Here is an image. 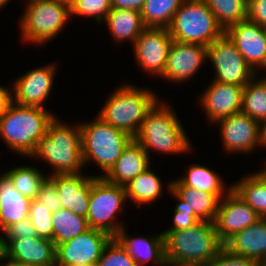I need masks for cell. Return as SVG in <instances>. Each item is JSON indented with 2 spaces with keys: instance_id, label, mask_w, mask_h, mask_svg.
<instances>
[{
  "instance_id": "cell-1",
  "label": "cell",
  "mask_w": 266,
  "mask_h": 266,
  "mask_svg": "<svg viewBox=\"0 0 266 266\" xmlns=\"http://www.w3.org/2000/svg\"><path fill=\"white\" fill-rule=\"evenodd\" d=\"M30 157H38L51 165L52 175L83 173L80 123L67 125L54 116Z\"/></svg>"
},
{
  "instance_id": "cell-2",
  "label": "cell",
  "mask_w": 266,
  "mask_h": 266,
  "mask_svg": "<svg viewBox=\"0 0 266 266\" xmlns=\"http://www.w3.org/2000/svg\"><path fill=\"white\" fill-rule=\"evenodd\" d=\"M54 116L48 109L12 101L0 116V137L13 152L30 157Z\"/></svg>"
},
{
  "instance_id": "cell-3",
  "label": "cell",
  "mask_w": 266,
  "mask_h": 266,
  "mask_svg": "<svg viewBox=\"0 0 266 266\" xmlns=\"http://www.w3.org/2000/svg\"><path fill=\"white\" fill-rule=\"evenodd\" d=\"M165 258L190 265L206 266L224 244L216 232L215 223L199 221L184 230H165Z\"/></svg>"
},
{
  "instance_id": "cell-4",
  "label": "cell",
  "mask_w": 266,
  "mask_h": 266,
  "mask_svg": "<svg viewBox=\"0 0 266 266\" xmlns=\"http://www.w3.org/2000/svg\"><path fill=\"white\" fill-rule=\"evenodd\" d=\"M170 106L158 101L148 112L134 137L149 155V151L181 154L191 150V143L180 119Z\"/></svg>"
},
{
  "instance_id": "cell-5",
  "label": "cell",
  "mask_w": 266,
  "mask_h": 266,
  "mask_svg": "<svg viewBox=\"0 0 266 266\" xmlns=\"http://www.w3.org/2000/svg\"><path fill=\"white\" fill-rule=\"evenodd\" d=\"M155 94L151 89L123 84L106 100L97 116L134 138L148 112L159 101Z\"/></svg>"
},
{
  "instance_id": "cell-6",
  "label": "cell",
  "mask_w": 266,
  "mask_h": 266,
  "mask_svg": "<svg viewBox=\"0 0 266 266\" xmlns=\"http://www.w3.org/2000/svg\"><path fill=\"white\" fill-rule=\"evenodd\" d=\"M81 150L84 165L94 161L105 175L120 158L133 139L123 130L114 128L99 116L91 123H80Z\"/></svg>"
},
{
  "instance_id": "cell-7",
  "label": "cell",
  "mask_w": 266,
  "mask_h": 266,
  "mask_svg": "<svg viewBox=\"0 0 266 266\" xmlns=\"http://www.w3.org/2000/svg\"><path fill=\"white\" fill-rule=\"evenodd\" d=\"M168 30L174 41L206 47L225 33L204 0H183Z\"/></svg>"
},
{
  "instance_id": "cell-8",
  "label": "cell",
  "mask_w": 266,
  "mask_h": 266,
  "mask_svg": "<svg viewBox=\"0 0 266 266\" xmlns=\"http://www.w3.org/2000/svg\"><path fill=\"white\" fill-rule=\"evenodd\" d=\"M20 22L23 42L46 44L70 20V8L57 0H29Z\"/></svg>"
},
{
  "instance_id": "cell-9",
  "label": "cell",
  "mask_w": 266,
  "mask_h": 266,
  "mask_svg": "<svg viewBox=\"0 0 266 266\" xmlns=\"http://www.w3.org/2000/svg\"><path fill=\"white\" fill-rule=\"evenodd\" d=\"M127 202L125 186L109 183L103 177L91 176V191L86 220L89 228L103 231L115 238L123 223L117 222Z\"/></svg>"
},
{
  "instance_id": "cell-10",
  "label": "cell",
  "mask_w": 266,
  "mask_h": 266,
  "mask_svg": "<svg viewBox=\"0 0 266 266\" xmlns=\"http://www.w3.org/2000/svg\"><path fill=\"white\" fill-rule=\"evenodd\" d=\"M207 59L212 61L216 70L214 81L220 83L245 86L258 74L226 33L207 46Z\"/></svg>"
},
{
  "instance_id": "cell-11",
  "label": "cell",
  "mask_w": 266,
  "mask_h": 266,
  "mask_svg": "<svg viewBox=\"0 0 266 266\" xmlns=\"http://www.w3.org/2000/svg\"><path fill=\"white\" fill-rule=\"evenodd\" d=\"M111 239L103 231L88 228L82 234L56 246V266L96 264Z\"/></svg>"
},
{
  "instance_id": "cell-12",
  "label": "cell",
  "mask_w": 266,
  "mask_h": 266,
  "mask_svg": "<svg viewBox=\"0 0 266 266\" xmlns=\"http://www.w3.org/2000/svg\"><path fill=\"white\" fill-rule=\"evenodd\" d=\"M173 39L166 28H145L133 43L135 59L146 73L162 76Z\"/></svg>"
},
{
  "instance_id": "cell-13",
  "label": "cell",
  "mask_w": 266,
  "mask_h": 266,
  "mask_svg": "<svg viewBox=\"0 0 266 266\" xmlns=\"http://www.w3.org/2000/svg\"><path fill=\"white\" fill-rule=\"evenodd\" d=\"M261 217L236 192H226L218 205L214 221L220 241L225 244L236 233L256 223Z\"/></svg>"
},
{
  "instance_id": "cell-14",
  "label": "cell",
  "mask_w": 266,
  "mask_h": 266,
  "mask_svg": "<svg viewBox=\"0 0 266 266\" xmlns=\"http://www.w3.org/2000/svg\"><path fill=\"white\" fill-rule=\"evenodd\" d=\"M216 123L220 124L223 148L229 154L251 153L256 146H261V124L250 116L238 113Z\"/></svg>"
},
{
  "instance_id": "cell-15",
  "label": "cell",
  "mask_w": 266,
  "mask_h": 266,
  "mask_svg": "<svg viewBox=\"0 0 266 266\" xmlns=\"http://www.w3.org/2000/svg\"><path fill=\"white\" fill-rule=\"evenodd\" d=\"M56 66L48 64L30 70L12 84V101L22 106L45 108L53 86Z\"/></svg>"
},
{
  "instance_id": "cell-16",
  "label": "cell",
  "mask_w": 266,
  "mask_h": 266,
  "mask_svg": "<svg viewBox=\"0 0 266 266\" xmlns=\"http://www.w3.org/2000/svg\"><path fill=\"white\" fill-rule=\"evenodd\" d=\"M225 33L255 72L266 70V28L246 19Z\"/></svg>"
},
{
  "instance_id": "cell-17",
  "label": "cell",
  "mask_w": 266,
  "mask_h": 266,
  "mask_svg": "<svg viewBox=\"0 0 266 266\" xmlns=\"http://www.w3.org/2000/svg\"><path fill=\"white\" fill-rule=\"evenodd\" d=\"M205 59H207L206 46L173 40L166 68L161 77L172 82H185L196 75Z\"/></svg>"
},
{
  "instance_id": "cell-18",
  "label": "cell",
  "mask_w": 266,
  "mask_h": 266,
  "mask_svg": "<svg viewBox=\"0 0 266 266\" xmlns=\"http://www.w3.org/2000/svg\"><path fill=\"white\" fill-rule=\"evenodd\" d=\"M212 82L200 95V103L210 123L241 113L244 86L224 84L214 80Z\"/></svg>"
},
{
  "instance_id": "cell-19",
  "label": "cell",
  "mask_w": 266,
  "mask_h": 266,
  "mask_svg": "<svg viewBox=\"0 0 266 266\" xmlns=\"http://www.w3.org/2000/svg\"><path fill=\"white\" fill-rule=\"evenodd\" d=\"M3 255L19 263L37 266H56V245L53 240L31 236L12 239L4 248Z\"/></svg>"
},
{
  "instance_id": "cell-20",
  "label": "cell",
  "mask_w": 266,
  "mask_h": 266,
  "mask_svg": "<svg viewBox=\"0 0 266 266\" xmlns=\"http://www.w3.org/2000/svg\"><path fill=\"white\" fill-rule=\"evenodd\" d=\"M48 178L55 184L62 208L86 218L91 191V176L54 174Z\"/></svg>"
},
{
  "instance_id": "cell-21",
  "label": "cell",
  "mask_w": 266,
  "mask_h": 266,
  "mask_svg": "<svg viewBox=\"0 0 266 266\" xmlns=\"http://www.w3.org/2000/svg\"><path fill=\"white\" fill-rule=\"evenodd\" d=\"M150 158L133 138L111 169L105 175L100 174V177L109 183L126 186L132 179L151 167Z\"/></svg>"
},
{
  "instance_id": "cell-22",
  "label": "cell",
  "mask_w": 266,
  "mask_h": 266,
  "mask_svg": "<svg viewBox=\"0 0 266 266\" xmlns=\"http://www.w3.org/2000/svg\"><path fill=\"white\" fill-rule=\"evenodd\" d=\"M167 187L179 201L175 208H187L200 221H215L220 200L214 194L182 186L176 179Z\"/></svg>"
},
{
  "instance_id": "cell-23",
  "label": "cell",
  "mask_w": 266,
  "mask_h": 266,
  "mask_svg": "<svg viewBox=\"0 0 266 266\" xmlns=\"http://www.w3.org/2000/svg\"><path fill=\"white\" fill-rule=\"evenodd\" d=\"M224 247L231 253L254 259L266 266V218L236 233Z\"/></svg>"
},
{
  "instance_id": "cell-24",
  "label": "cell",
  "mask_w": 266,
  "mask_h": 266,
  "mask_svg": "<svg viewBox=\"0 0 266 266\" xmlns=\"http://www.w3.org/2000/svg\"><path fill=\"white\" fill-rule=\"evenodd\" d=\"M126 230L123 226L115 238L134 259L137 266H144L151 260L155 265L161 266L165 259L164 234L161 232L152 237L133 238L127 235Z\"/></svg>"
},
{
  "instance_id": "cell-25",
  "label": "cell",
  "mask_w": 266,
  "mask_h": 266,
  "mask_svg": "<svg viewBox=\"0 0 266 266\" xmlns=\"http://www.w3.org/2000/svg\"><path fill=\"white\" fill-rule=\"evenodd\" d=\"M31 199L20 194L10 180L0 175V230L4 233L11 225L29 217Z\"/></svg>"
},
{
  "instance_id": "cell-26",
  "label": "cell",
  "mask_w": 266,
  "mask_h": 266,
  "mask_svg": "<svg viewBox=\"0 0 266 266\" xmlns=\"http://www.w3.org/2000/svg\"><path fill=\"white\" fill-rule=\"evenodd\" d=\"M104 21L117 42L129 40L133 44L146 28L141 13L134 10L111 9Z\"/></svg>"
},
{
  "instance_id": "cell-27",
  "label": "cell",
  "mask_w": 266,
  "mask_h": 266,
  "mask_svg": "<svg viewBox=\"0 0 266 266\" xmlns=\"http://www.w3.org/2000/svg\"><path fill=\"white\" fill-rule=\"evenodd\" d=\"M231 187L261 218H266V167L257 173L244 175Z\"/></svg>"
},
{
  "instance_id": "cell-28",
  "label": "cell",
  "mask_w": 266,
  "mask_h": 266,
  "mask_svg": "<svg viewBox=\"0 0 266 266\" xmlns=\"http://www.w3.org/2000/svg\"><path fill=\"white\" fill-rule=\"evenodd\" d=\"M188 168L186 174L176 179L182 186L214 194L219 200L224 198L225 191L229 192L232 189V187H229V190H226L219 174L217 175L209 167L192 164Z\"/></svg>"
},
{
  "instance_id": "cell-29",
  "label": "cell",
  "mask_w": 266,
  "mask_h": 266,
  "mask_svg": "<svg viewBox=\"0 0 266 266\" xmlns=\"http://www.w3.org/2000/svg\"><path fill=\"white\" fill-rule=\"evenodd\" d=\"M126 198L137 204L136 207L142 209L141 205L153 203L163 192L160 178L149 168L132 179L126 186Z\"/></svg>"
},
{
  "instance_id": "cell-30",
  "label": "cell",
  "mask_w": 266,
  "mask_h": 266,
  "mask_svg": "<svg viewBox=\"0 0 266 266\" xmlns=\"http://www.w3.org/2000/svg\"><path fill=\"white\" fill-rule=\"evenodd\" d=\"M256 79L255 76L243 87L241 113L261 124L266 121V78Z\"/></svg>"
},
{
  "instance_id": "cell-31",
  "label": "cell",
  "mask_w": 266,
  "mask_h": 266,
  "mask_svg": "<svg viewBox=\"0 0 266 266\" xmlns=\"http://www.w3.org/2000/svg\"><path fill=\"white\" fill-rule=\"evenodd\" d=\"M52 225V240L56 246L71 240L89 228L85 217L65 208L53 212Z\"/></svg>"
},
{
  "instance_id": "cell-32",
  "label": "cell",
  "mask_w": 266,
  "mask_h": 266,
  "mask_svg": "<svg viewBox=\"0 0 266 266\" xmlns=\"http://www.w3.org/2000/svg\"><path fill=\"white\" fill-rule=\"evenodd\" d=\"M183 0H145L141 18L146 28L168 29Z\"/></svg>"
},
{
  "instance_id": "cell-33",
  "label": "cell",
  "mask_w": 266,
  "mask_h": 266,
  "mask_svg": "<svg viewBox=\"0 0 266 266\" xmlns=\"http://www.w3.org/2000/svg\"><path fill=\"white\" fill-rule=\"evenodd\" d=\"M3 174L20 194L30 199L38 197L42 184L48 178L41 170L30 165L12 168Z\"/></svg>"
},
{
  "instance_id": "cell-34",
  "label": "cell",
  "mask_w": 266,
  "mask_h": 266,
  "mask_svg": "<svg viewBox=\"0 0 266 266\" xmlns=\"http://www.w3.org/2000/svg\"><path fill=\"white\" fill-rule=\"evenodd\" d=\"M217 23L226 32L231 26L247 19L248 0H204Z\"/></svg>"
},
{
  "instance_id": "cell-35",
  "label": "cell",
  "mask_w": 266,
  "mask_h": 266,
  "mask_svg": "<svg viewBox=\"0 0 266 266\" xmlns=\"http://www.w3.org/2000/svg\"><path fill=\"white\" fill-rule=\"evenodd\" d=\"M52 215L51 211L37 198L31 199L29 218L37 231L38 237L52 240Z\"/></svg>"
},
{
  "instance_id": "cell-36",
  "label": "cell",
  "mask_w": 266,
  "mask_h": 266,
  "mask_svg": "<svg viewBox=\"0 0 266 266\" xmlns=\"http://www.w3.org/2000/svg\"><path fill=\"white\" fill-rule=\"evenodd\" d=\"M96 266H137L134 259L116 238L105 246Z\"/></svg>"
},
{
  "instance_id": "cell-37",
  "label": "cell",
  "mask_w": 266,
  "mask_h": 266,
  "mask_svg": "<svg viewBox=\"0 0 266 266\" xmlns=\"http://www.w3.org/2000/svg\"><path fill=\"white\" fill-rule=\"evenodd\" d=\"M70 10L71 17L92 16L101 24L111 10V0H77Z\"/></svg>"
},
{
  "instance_id": "cell-38",
  "label": "cell",
  "mask_w": 266,
  "mask_h": 266,
  "mask_svg": "<svg viewBox=\"0 0 266 266\" xmlns=\"http://www.w3.org/2000/svg\"><path fill=\"white\" fill-rule=\"evenodd\" d=\"M206 266H263L260 262L231 253L223 247Z\"/></svg>"
},
{
  "instance_id": "cell-39",
  "label": "cell",
  "mask_w": 266,
  "mask_h": 266,
  "mask_svg": "<svg viewBox=\"0 0 266 266\" xmlns=\"http://www.w3.org/2000/svg\"><path fill=\"white\" fill-rule=\"evenodd\" d=\"M3 236L4 237L2 238H3V248H4L12 239L38 236V234L30 218L27 217L25 219H22L20 222L11 225L3 233Z\"/></svg>"
},
{
  "instance_id": "cell-40",
  "label": "cell",
  "mask_w": 266,
  "mask_h": 266,
  "mask_svg": "<svg viewBox=\"0 0 266 266\" xmlns=\"http://www.w3.org/2000/svg\"><path fill=\"white\" fill-rule=\"evenodd\" d=\"M37 199L52 213L62 208L58 190L49 178L42 184Z\"/></svg>"
},
{
  "instance_id": "cell-41",
  "label": "cell",
  "mask_w": 266,
  "mask_h": 266,
  "mask_svg": "<svg viewBox=\"0 0 266 266\" xmlns=\"http://www.w3.org/2000/svg\"><path fill=\"white\" fill-rule=\"evenodd\" d=\"M200 220L187 208H174L173 225L167 230H184L198 223Z\"/></svg>"
},
{
  "instance_id": "cell-42",
  "label": "cell",
  "mask_w": 266,
  "mask_h": 266,
  "mask_svg": "<svg viewBox=\"0 0 266 266\" xmlns=\"http://www.w3.org/2000/svg\"><path fill=\"white\" fill-rule=\"evenodd\" d=\"M247 19L266 28V0H248Z\"/></svg>"
},
{
  "instance_id": "cell-43",
  "label": "cell",
  "mask_w": 266,
  "mask_h": 266,
  "mask_svg": "<svg viewBox=\"0 0 266 266\" xmlns=\"http://www.w3.org/2000/svg\"><path fill=\"white\" fill-rule=\"evenodd\" d=\"M145 0H111V9L141 11Z\"/></svg>"
},
{
  "instance_id": "cell-44",
  "label": "cell",
  "mask_w": 266,
  "mask_h": 266,
  "mask_svg": "<svg viewBox=\"0 0 266 266\" xmlns=\"http://www.w3.org/2000/svg\"><path fill=\"white\" fill-rule=\"evenodd\" d=\"M12 90L4 88L0 84V116L7 110L12 102Z\"/></svg>"
},
{
  "instance_id": "cell-45",
  "label": "cell",
  "mask_w": 266,
  "mask_h": 266,
  "mask_svg": "<svg viewBox=\"0 0 266 266\" xmlns=\"http://www.w3.org/2000/svg\"><path fill=\"white\" fill-rule=\"evenodd\" d=\"M4 260H8V261L5 262V263L0 264V266H37V265H34V264L19 263V262H16L14 260H9L3 255L1 261H4Z\"/></svg>"
},
{
  "instance_id": "cell-46",
  "label": "cell",
  "mask_w": 266,
  "mask_h": 266,
  "mask_svg": "<svg viewBox=\"0 0 266 266\" xmlns=\"http://www.w3.org/2000/svg\"><path fill=\"white\" fill-rule=\"evenodd\" d=\"M161 266H201V265H190L187 263L175 262L165 258Z\"/></svg>"
},
{
  "instance_id": "cell-47",
  "label": "cell",
  "mask_w": 266,
  "mask_h": 266,
  "mask_svg": "<svg viewBox=\"0 0 266 266\" xmlns=\"http://www.w3.org/2000/svg\"><path fill=\"white\" fill-rule=\"evenodd\" d=\"M261 145L266 147V121L261 123Z\"/></svg>"
},
{
  "instance_id": "cell-48",
  "label": "cell",
  "mask_w": 266,
  "mask_h": 266,
  "mask_svg": "<svg viewBox=\"0 0 266 266\" xmlns=\"http://www.w3.org/2000/svg\"><path fill=\"white\" fill-rule=\"evenodd\" d=\"M59 3L67 5L70 9L77 2V0H57Z\"/></svg>"
},
{
  "instance_id": "cell-49",
  "label": "cell",
  "mask_w": 266,
  "mask_h": 266,
  "mask_svg": "<svg viewBox=\"0 0 266 266\" xmlns=\"http://www.w3.org/2000/svg\"><path fill=\"white\" fill-rule=\"evenodd\" d=\"M3 236L0 234V261L3 257Z\"/></svg>"
},
{
  "instance_id": "cell-50",
  "label": "cell",
  "mask_w": 266,
  "mask_h": 266,
  "mask_svg": "<svg viewBox=\"0 0 266 266\" xmlns=\"http://www.w3.org/2000/svg\"><path fill=\"white\" fill-rule=\"evenodd\" d=\"M10 2V0H0V10L3 8V6H6Z\"/></svg>"
},
{
  "instance_id": "cell-51",
  "label": "cell",
  "mask_w": 266,
  "mask_h": 266,
  "mask_svg": "<svg viewBox=\"0 0 266 266\" xmlns=\"http://www.w3.org/2000/svg\"><path fill=\"white\" fill-rule=\"evenodd\" d=\"M73 266H96V264H80V265H73Z\"/></svg>"
}]
</instances>
